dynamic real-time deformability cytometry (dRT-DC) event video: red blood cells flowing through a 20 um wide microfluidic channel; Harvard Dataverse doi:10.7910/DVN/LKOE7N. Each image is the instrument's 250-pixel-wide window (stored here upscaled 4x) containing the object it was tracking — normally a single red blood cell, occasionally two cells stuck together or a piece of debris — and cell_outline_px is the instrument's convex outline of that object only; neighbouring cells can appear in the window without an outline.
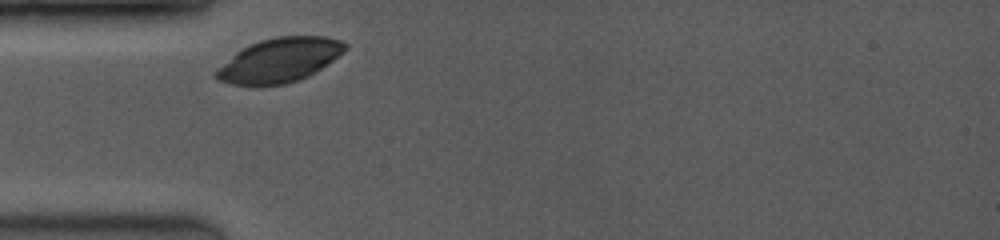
{"species": "common noctule bat (a hibernating species)", "species_latin": "Nyctalus noctula", "temperature_condition": "room temperature", "stored_images_in_passage": 2, "camera_frame_rate_fps": 3500, "um_per_image_px": 0.085, "animal": {"sex": "female", "body_mass_g": 19.0, "forearm_length_mm": 53.3}, "frame": {"image": 1, "passage_image": 1, "time_ms": 0.0, "image_size_px": [1000, 240], "cell_outline_px": [[348, 48], [344, 52], [308, 76], [284, 84], [260, 88], [256, 88], [232, 84], [220, 80], [212, 76], [212, 72], [216, 68], [240, 48], [248, 44], [260, 40], [276, 36], [324, 36], [340, 40], [348, 44]], "centroid_in_image_um": [23.68, 5.14], "position_along_channel_um": 61.3, "area_um2": 33.87}}
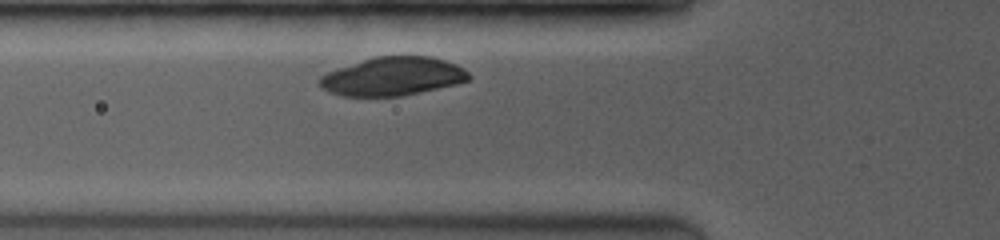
{"frame": {"image": 2, "passage_image": 2, "time_ms": 0.857, "image_size_px": [1000, 240], "cell_outline_px": [[472, 76], [468, 80], [456, 84], [404, 96], [344, 96], [328, 92], [316, 84], [316, 80], [320, 76], [328, 72], [372, 56], [428, 56], [444, 60], [456, 64], [464, 68]], "centroid_in_image_um": [33.36, 6.5], "position_along_channel_um": 92.4, "area_um2": 33.7}}